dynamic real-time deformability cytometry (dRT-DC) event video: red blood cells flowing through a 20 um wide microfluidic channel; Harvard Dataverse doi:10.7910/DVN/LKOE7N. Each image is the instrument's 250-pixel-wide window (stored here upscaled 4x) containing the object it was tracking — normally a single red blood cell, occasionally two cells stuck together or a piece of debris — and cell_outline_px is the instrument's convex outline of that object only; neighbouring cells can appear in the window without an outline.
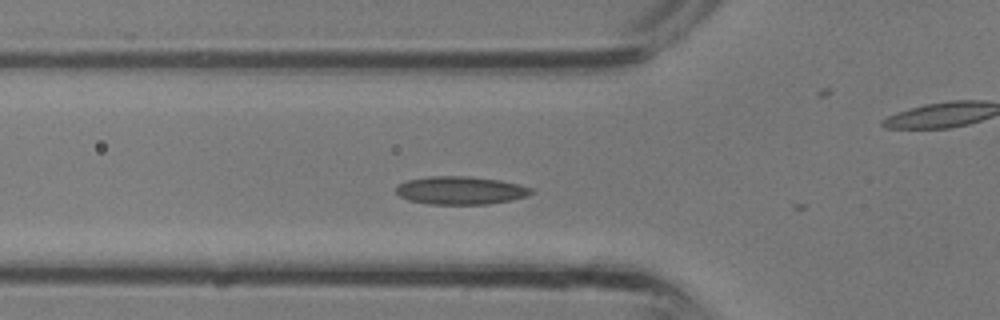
{"species": "common noctule bat (a hibernating species)", "species_latin": "Nyctalus noctula", "temperature_condition": "room temperature", "stored_images_in_passage": 8, "camera_frame_rate_fps": 3000, "um_per_image_px": 0.085, "animal": {"sex": "male", "body_mass_g": 13.3}, "frame": {"image": 1, "passage_image": 7, "time_ms": 2.0, "image_size_px": [1000, 320], "cell_outline_px": [[536, 192], [528, 196], [512, 200], [488, 204], [428, 204], [408, 200], [400, 196], [396, 192], [396, 188], [400, 184], [408, 180], [428, 176], [468, 176], [500, 180], [532, 188]], "centroid_in_image_um": [39.18, 16.19], "position_along_channel_um": 86.6, "area_um2": 22.14}}